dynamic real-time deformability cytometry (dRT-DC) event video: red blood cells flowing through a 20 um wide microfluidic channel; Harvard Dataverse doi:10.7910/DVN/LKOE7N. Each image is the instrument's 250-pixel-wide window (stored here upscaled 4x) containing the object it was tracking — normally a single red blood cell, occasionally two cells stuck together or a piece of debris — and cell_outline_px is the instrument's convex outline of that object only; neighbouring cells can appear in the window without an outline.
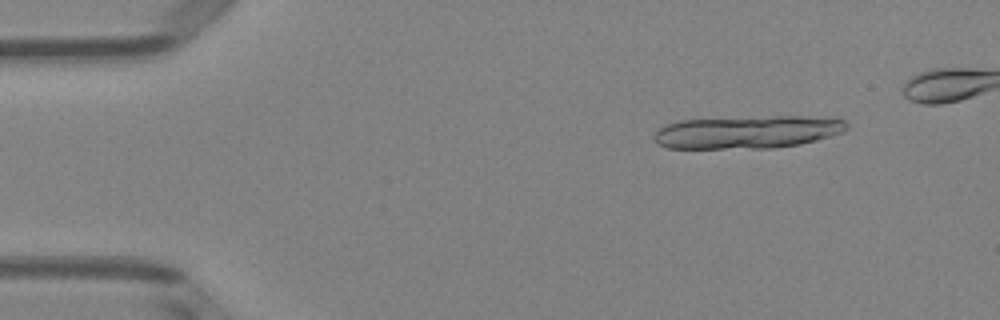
{"species": "Egyptian fruit bat (a non-hibernating species)", "species_latin": "Rousettus aegyptiacus", "temperature_condition": "room temperature", "stored_images_in_passage": 17, "camera_frame_rate_fps": 3000, "um_per_image_px": 0.085, "animal": {"sex": "female"}, "frame": {"image": 1, "passage_image": 6, "time_ms": 1.667, "image_size_px": [1000, 320], "cell_outline_px": [[848, 128], [844, 132], [816, 140], [800, 144], [772, 148], [668, 148], [656, 144], [652, 140], [652, 136], [664, 124], [680, 120], [772, 116], [832, 116], [844, 120], [848, 124]], "centroid_in_image_um": [63.56, 11.21], "position_along_channel_um": 21.4, "area_um2": 37.34}}